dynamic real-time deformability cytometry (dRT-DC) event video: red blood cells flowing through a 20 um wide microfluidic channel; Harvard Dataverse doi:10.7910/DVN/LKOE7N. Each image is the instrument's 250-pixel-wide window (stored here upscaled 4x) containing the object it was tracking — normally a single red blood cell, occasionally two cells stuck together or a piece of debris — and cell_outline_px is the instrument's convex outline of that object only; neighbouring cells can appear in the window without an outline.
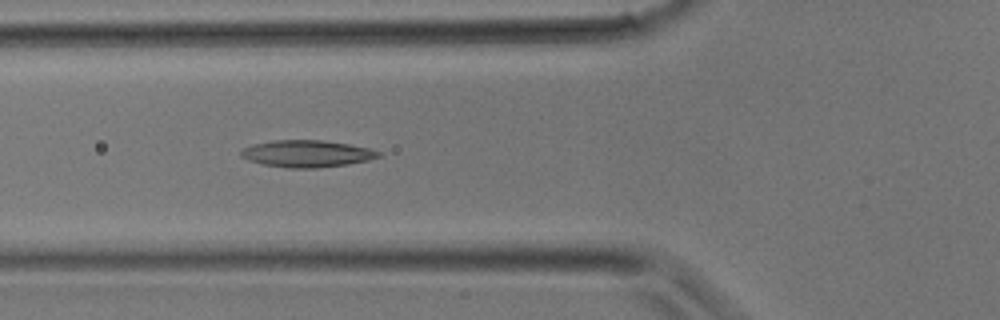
{"species": "common noctule bat (a hibernating species)", "species_latin": "Nyctalus noctula", "temperature_condition": "room temperature", "stored_images_in_passage": 12, "camera_frame_rate_fps": 3000, "um_per_image_px": 0.085, "animal": {"sex": "male", "body_mass_g": 17.9}, "frame": {"image": 1, "passage_image": 12, "time_ms": 3.667, "image_size_px": [1000, 320], "cell_outline_px": [[384, 156], [368, 160], [348, 164], [316, 168], [288, 168], [264, 164], [248, 160], [240, 156], [240, 152], [244, 148], [252, 144], [276, 140], [320, 140], [348, 144], [368, 148], [380, 152]], "centroid_in_image_um": [26.09, 13.06], "position_along_channel_um": 99.7, "area_um2": 21.5}}